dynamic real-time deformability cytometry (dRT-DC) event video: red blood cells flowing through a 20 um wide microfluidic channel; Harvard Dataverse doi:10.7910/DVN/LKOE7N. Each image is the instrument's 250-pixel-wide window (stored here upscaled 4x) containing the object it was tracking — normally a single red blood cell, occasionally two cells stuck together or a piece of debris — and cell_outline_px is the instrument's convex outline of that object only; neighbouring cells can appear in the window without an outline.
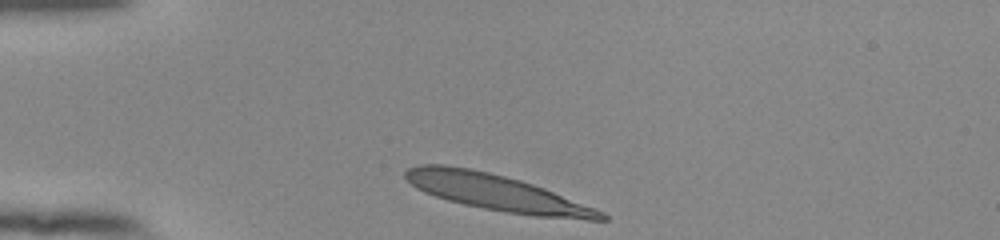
{"species": "human", "species_latin": "Homo sapiens", "temperature_condition": "room temperature", "stored_images_in_passage": 33, "camera_frame_rate_fps": 3000, "um_per_image_px": 0.085, "donor": {"sex": "female"}, "frame": {"image": 1, "passage_image": 1, "time_ms": 0.0, "image_size_px": [1000, 240], "cell_outline_px": [[608, 220], [588, 220], [536, 216], [508, 212], [484, 208], [464, 204], [448, 200], [424, 192], [416, 188], [404, 176], [404, 172], [408, 168], [420, 164], [444, 164], [472, 168], [520, 180], [544, 188], [604, 212], [608, 216]], "centroid_in_image_um": [42.21, 16.36], "position_along_channel_um": 42.8, "area_um2": 40.81}}
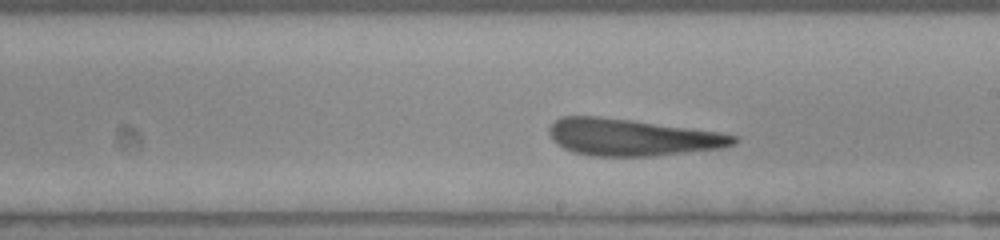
{"frame": {"image": 2, "passage_image": 19, "time_ms": 6.0, "image_size_px": [1000, 240], "cell_outline_px": [[736, 144], [724, 148], [652, 156], [592, 156], [572, 152], [556, 144], [548, 132], [548, 128], [560, 116], [600, 116], [632, 120], [720, 132], [736, 136]], "centroid_in_image_um": [53.7, 11.67], "position_along_channel_um": 235.3, "area_um2": 39.71}}
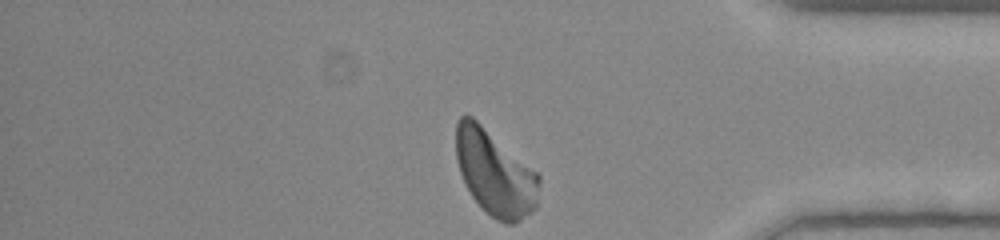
{"frame": {"image": 3, "passage_image": 33, "time_ms": 10.667, "image_size_px": [1000, 240], "cell_outline_px": [[540, 184], [536, 208], [532, 212], [516, 224], [504, 224], [496, 220], [472, 196], [460, 172], [456, 160], [456, 124], [460, 116], [472, 116], [536, 172], [540, 176]], "centroid_in_image_um": [42.08, 14.73], "position_along_channel_um": 393.1, "area_um2": 40.86}, "authors_computed_cell_mechanics": {"area_um2": 40.2866, "velocity_mm_per_s": 3.7901, "shape_relaxation_time_tau1_ms": 7.2866, "shape_relaxation_time_tau2_ms": 1.7252, "deformation_change_tau1": 0.227, "deformation_change_tau2": 0.0989}}